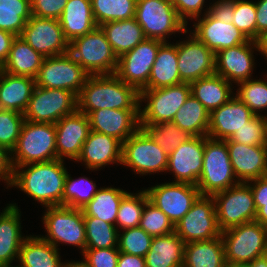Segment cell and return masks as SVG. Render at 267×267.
Instances as JSON below:
<instances>
[{
	"instance_id": "cell-54",
	"label": "cell",
	"mask_w": 267,
	"mask_h": 267,
	"mask_svg": "<svg viewBox=\"0 0 267 267\" xmlns=\"http://www.w3.org/2000/svg\"><path fill=\"white\" fill-rule=\"evenodd\" d=\"M209 13L219 21L232 23L234 13V0H215L209 5Z\"/></svg>"
},
{
	"instance_id": "cell-28",
	"label": "cell",
	"mask_w": 267,
	"mask_h": 267,
	"mask_svg": "<svg viewBox=\"0 0 267 267\" xmlns=\"http://www.w3.org/2000/svg\"><path fill=\"white\" fill-rule=\"evenodd\" d=\"M35 86V79L32 77L0 70V109L24 114Z\"/></svg>"
},
{
	"instance_id": "cell-6",
	"label": "cell",
	"mask_w": 267,
	"mask_h": 267,
	"mask_svg": "<svg viewBox=\"0 0 267 267\" xmlns=\"http://www.w3.org/2000/svg\"><path fill=\"white\" fill-rule=\"evenodd\" d=\"M221 237L228 267L249 264L267 254V228L257 221L229 228Z\"/></svg>"
},
{
	"instance_id": "cell-48",
	"label": "cell",
	"mask_w": 267,
	"mask_h": 267,
	"mask_svg": "<svg viewBox=\"0 0 267 267\" xmlns=\"http://www.w3.org/2000/svg\"><path fill=\"white\" fill-rule=\"evenodd\" d=\"M139 227L152 237L166 235L175 231L170 219L149 200L145 203Z\"/></svg>"
},
{
	"instance_id": "cell-46",
	"label": "cell",
	"mask_w": 267,
	"mask_h": 267,
	"mask_svg": "<svg viewBox=\"0 0 267 267\" xmlns=\"http://www.w3.org/2000/svg\"><path fill=\"white\" fill-rule=\"evenodd\" d=\"M153 237L141 227H133L119 231L117 248L120 252L145 257Z\"/></svg>"
},
{
	"instance_id": "cell-1",
	"label": "cell",
	"mask_w": 267,
	"mask_h": 267,
	"mask_svg": "<svg viewBox=\"0 0 267 267\" xmlns=\"http://www.w3.org/2000/svg\"><path fill=\"white\" fill-rule=\"evenodd\" d=\"M65 166L64 160L55 159L14 167L11 188H19L43 207L63 206Z\"/></svg>"
},
{
	"instance_id": "cell-3",
	"label": "cell",
	"mask_w": 267,
	"mask_h": 267,
	"mask_svg": "<svg viewBox=\"0 0 267 267\" xmlns=\"http://www.w3.org/2000/svg\"><path fill=\"white\" fill-rule=\"evenodd\" d=\"M55 159H57L55 124L25 120L17 145L10 154L12 169Z\"/></svg>"
},
{
	"instance_id": "cell-11",
	"label": "cell",
	"mask_w": 267,
	"mask_h": 267,
	"mask_svg": "<svg viewBox=\"0 0 267 267\" xmlns=\"http://www.w3.org/2000/svg\"><path fill=\"white\" fill-rule=\"evenodd\" d=\"M212 197L215 201L217 224L221 232L255 221L256 208L251 187L247 182H239Z\"/></svg>"
},
{
	"instance_id": "cell-23",
	"label": "cell",
	"mask_w": 267,
	"mask_h": 267,
	"mask_svg": "<svg viewBox=\"0 0 267 267\" xmlns=\"http://www.w3.org/2000/svg\"><path fill=\"white\" fill-rule=\"evenodd\" d=\"M87 116L91 131L115 137L122 143L140 128L139 110L98 109Z\"/></svg>"
},
{
	"instance_id": "cell-49",
	"label": "cell",
	"mask_w": 267,
	"mask_h": 267,
	"mask_svg": "<svg viewBox=\"0 0 267 267\" xmlns=\"http://www.w3.org/2000/svg\"><path fill=\"white\" fill-rule=\"evenodd\" d=\"M225 141H234L245 145H267V117L255 115L245 126Z\"/></svg>"
},
{
	"instance_id": "cell-24",
	"label": "cell",
	"mask_w": 267,
	"mask_h": 267,
	"mask_svg": "<svg viewBox=\"0 0 267 267\" xmlns=\"http://www.w3.org/2000/svg\"><path fill=\"white\" fill-rule=\"evenodd\" d=\"M226 142L233 172L239 182L267 176V145Z\"/></svg>"
},
{
	"instance_id": "cell-33",
	"label": "cell",
	"mask_w": 267,
	"mask_h": 267,
	"mask_svg": "<svg viewBox=\"0 0 267 267\" xmlns=\"http://www.w3.org/2000/svg\"><path fill=\"white\" fill-rule=\"evenodd\" d=\"M185 242L172 232L153 237L145 256L146 267H183Z\"/></svg>"
},
{
	"instance_id": "cell-62",
	"label": "cell",
	"mask_w": 267,
	"mask_h": 267,
	"mask_svg": "<svg viewBox=\"0 0 267 267\" xmlns=\"http://www.w3.org/2000/svg\"><path fill=\"white\" fill-rule=\"evenodd\" d=\"M258 44L260 54H262V56L264 55L265 59L267 60V33L259 38Z\"/></svg>"
},
{
	"instance_id": "cell-14",
	"label": "cell",
	"mask_w": 267,
	"mask_h": 267,
	"mask_svg": "<svg viewBox=\"0 0 267 267\" xmlns=\"http://www.w3.org/2000/svg\"><path fill=\"white\" fill-rule=\"evenodd\" d=\"M176 234L185 242L211 240L221 236L212 196H199L191 209L175 225Z\"/></svg>"
},
{
	"instance_id": "cell-9",
	"label": "cell",
	"mask_w": 267,
	"mask_h": 267,
	"mask_svg": "<svg viewBox=\"0 0 267 267\" xmlns=\"http://www.w3.org/2000/svg\"><path fill=\"white\" fill-rule=\"evenodd\" d=\"M191 94L190 83L140 91V125L173 120ZM144 102L146 105H142ZM142 106V107H141Z\"/></svg>"
},
{
	"instance_id": "cell-29",
	"label": "cell",
	"mask_w": 267,
	"mask_h": 267,
	"mask_svg": "<svg viewBox=\"0 0 267 267\" xmlns=\"http://www.w3.org/2000/svg\"><path fill=\"white\" fill-rule=\"evenodd\" d=\"M58 20L69 43L97 27L91 0H68Z\"/></svg>"
},
{
	"instance_id": "cell-51",
	"label": "cell",
	"mask_w": 267,
	"mask_h": 267,
	"mask_svg": "<svg viewBox=\"0 0 267 267\" xmlns=\"http://www.w3.org/2000/svg\"><path fill=\"white\" fill-rule=\"evenodd\" d=\"M82 255L90 267H117L120 251L118 248L85 249Z\"/></svg>"
},
{
	"instance_id": "cell-47",
	"label": "cell",
	"mask_w": 267,
	"mask_h": 267,
	"mask_svg": "<svg viewBox=\"0 0 267 267\" xmlns=\"http://www.w3.org/2000/svg\"><path fill=\"white\" fill-rule=\"evenodd\" d=\"M24 121L23 114L0 109V147L10 154L17 145Z\"/></svg>"
},
{
	"instance_id": "cell-12",
	"label": "cell",
	"mask_w": 267,
	"mask_h": 267,
	"mask_svg": "<svg viewBox=\"0 0 267 267\" xmlns=\"http://www.w3.org/2000/svg\"><path fill=\"white\" fill-rule=\"evenodd\" d=\"M76 110L77 96L73 92L35 86L23 115L30 122L55 124Z\"/></svg>"
},
{
	"instance_id": "cell-37",
	"label": "cell",
	"mask_w": 267,
	"mask_h": 267,
	"mask_svg": "<svg viewBox=\"0 0 267 267\" xmlns=\"http://www.w3.org/2000/svg\"><path fill=\"white\" fill-rule=\"evenodd\" d=\"M128 192L115 187H100L94 197L82 208L83 216L100 218L114 224L122 198Z\"/></svg>"
},
{
	"instance_id": "cell-7",
	"label": "cell",
	"mask_w": 267,
	"mask_h": 267,
	"mask_svg": "<svg viewBox=\"0 0 267 267\" xmlns=\"http://www.w3.org/2000/svg\"><path fill=\"white\" fill-rule=\"evenodd\" d=\"M134 18L146 39L168 42L172 34L188 33L187 25L180 19L170 0H137Z\"/></svg>"
},
{
	"instance_id": "cell-55",
	"label": "cell",
	"mask_w": 267,
	"mask_h": 267,
	"mask_svg": "<svg viewBox=\"0 0 267 267\" xmlns=\"http://www.w3.org/2000/svg\"><path fill=\"white\" fill-rule=\"evenodd\" d=\"M251 187L256 211L267 204V176L253 179L247 182Z\"/></svg>"
},
{
	"instance_id": "cell-64",
	"label": "cell",
	"mask_w": 267,
	"mask_h": 267,
	"mask_svg": "<svg viewBox=\"0 0 267 267\" xmlns=\"http://www.w3.org/2000/svg\"><path fill=\"white\" fill-rule=\"evenodd\" d=\"M229 267H249V266L245 264V265H236V266H229Z\"/></svg>"
},
{
	"instance_id": "cell-20",
	"label": "cell",
	"mask_w": 267,
	"mask_h": 267,
	"mask_svg": "<svg viewBox=\"0 0 267 267\" xmlns=\"http://www.w3.org/2000/svg\"><path fill=\"white\" fill-rule=\"evenodd\" d=\"M204 136H193L168 155L167 171L174 175L173 182L197 185L202 173Z\"/></svg>"
},
{
	"instance_id": "cell-26",
	"label": "cell",
	"mask_w": 267,
	"mask_h": 267,
	"mask_svg": "<svg viewBox=\"0 0 267 267\" xmlns=\"http://www.w3.org/2000/svg\"><path fill=\"white\" fill-rule=\"evenodd\" d=\"M255 114L236 96L210 113L208 137L216 140L229 139L245 126Z\"/></svg>"
},
{
	"instance_id": "cell-4",
	"label": "cell",
	"mask_w": 267,
	"mask_h": 267,
	"mask_svg": "<svg viewBox=\"0 0 267 267\" xmlns=\"http://www.w3.org/2000/svg\"><path fill=\"white\" fill-rule=\"evenodd\" d=\"M239 181L230 162L227 142L204 137L203 167L197 188L201 196H213Z\"/></svg>"
},
{
	"instance_id": "cell-16",
	"label": "cell",
	"mask_w": 267,
	"mask_h": 267,
	"mask_svg": "<svg viewBox=\"0 0 267 267\" xmlns=\"http://www.w3.org/2000/svg\"><path fill=\"white\" fill-rule=\"evenodd\" d=\"M163 41L145 39L118 58L115 74L139 92L148 84L157 51Z\"/></svg>"
},
{
	"instance_id": "cell-42",
	"label": "cell",
	"mask_w": 267,
	"mask_h": 267,
	"mask_svg": "<svg viewBox=\"0 0 267 267\" xmlns=\"http://www.w3.org/2000/svg\"><path fill=\"white\" fill-rule=\"evenodd\" d=\"M168 155L180 144L187 142L193 136L179 128L174 122H161L152 125H140Z\"/></svg>"
},
{
	"instance_id": "cell-61",
	"label": "cell",
	"mask_w": 267,
	"mask_h": 267,
	"mask_svg": "<svg viewBox=\"0 0 267 267\" xmlns=\"http://www.w3.org/2000/svg\"><path fill=\"white\" fill-rule=\"evenodd\" d=\"M247 265L249 267H267V254L255 258L251 263Z\"/></svg>"
},
{
	"instance_id": "cell-32",
	"label": "cell",
	"mask_w": 267,
	"mask_h": 267,
	"mask_svg": "<svg viewBox=\"0 0 267 267\" xmlns=\"http://www.w3.org/2000/svg\"><path fill=\"white\" fill-rule=\"evenodd\" d=\"M58 250L41 235L30 234L20 247L17 262L21 267H65Z\"/></svg>"
},
{
	"instance_id": "cell-60",
	"label": "cell",
	"mask_w": 267,
	"mask_h": 267,
	"mask_svg": "<svg viewBox=\"0 0 267 267\" xmlns=\"http://www.w3.org/2000/svg\"><path fill=\"white\" fill-rule=\"evenodd\" d=\"M255 221L267 228V204H263V206L256 211Z\"/></svg>"
},
{
	"instance_id": "cell-45",
	"label": "cell",
	"mask_w": 267,
	"mask_h": 267,
	"mask_svg": "<svg viewBox=\"0 0 267 267\" xmlns=\"http://www.w3.org/2000/svg\"><path fill=\"white\" fill-rule=\"evenodd\" d=\"M267 77L251 78L237 84L235 96L239 98L255 115L267 110Z\"/></svg>"
},
{
	"instance_id": "cell-36",
	"label": "cell",
	"mask_w": 267,
	"mask_h": 267,
	"mask_svg": "<svg viewBox=\"0 0 267 267\" xmlns=\"http://www.w3.org/2000/svg\"><path fill=\"white\" fill-rule=\"evenodd\" d=\"M183 267H228L222 237L185 243Z\"/></svg>"
},
{
	"instance_id": "cell-63",
	"label": "cell",
	"mask_w": 267,
	"mask_h": 267,
	"mask_svg": "<svg viewBox=\"0 0 267 267\" xmlns=\"http://www.w3.org/2000/svg\"><path fill=\"white\" fill-rule=\"evenodd\" d=\"M65 267H90L83 259L80 261H66Z\"/></svg>"
},
{
	"instance_id": "cell-41",
	"label": "cell",
	"mask_w": 267,
	"mask_h": 267,
	"mask_svg": "<svg viewBox=\"0 0 267 267\" xmlns=\"http://www.w3.org/2000/svg\"><path fill=\"white\" fill-rule=\"evenodd\" d=\"M137 0H91L97 26L106 22L122 21L135 17Z\"/></svg>"
},
{
	"instance_id": "cell-65",
	"label": "cell",
	"mask_w": 267,
	"mask_h": 267,
	"mask_svg": "<svg viewBox=\"0 0 267 267\" xmlns=\"http://www.w3.org/2000/svg\"><path fill=\"white\" fill-rule=\"evenodd\" d=\"M2 267H21V266H19V265H16V266L6 265V266H2Z\"/></svg>"
},
{
	"instance_id": "cell-13",
	"label": "cell",
	"mask_w": 267,
	"mask_h": 267,
	"mask_svg": "<svg viewBox=\"0 0 267 267\" xmlns=\"http://www.w3.org/2000/svg\"><path fill=\"white\" fill-rule=\"evenodd\" d=\"M89 76L73 57L66 53L44 58L35 83L42 88L69 90L78 96Z\"/></svg>"
},
{
	"instance_id": "cell-58",
	"label": "cell",
	"mask_w": 267,
	"mask_h": 267,
	"mask_svg": "<svg viewBox=\"0 0 267 267\" xmlns=\"http://www.w3.org/2000/svg\"><path fill=\"white\" fill-rule=\"evenodd\" d=\"M16 36L8 31L0 30V67L8 58L11 45Z\"/></svg>"
},
{
	"instance_id": "cell-30",
	"label": "cell",
	"mask_w": 267,
	"mask_h": 267,
	"mask_svg": "<svg viewBox=\"0 0 267 267\" xmlns=\"http://www.w3.org/2000/svg\"><path fill=\"white\" fill-rule=\"evenodd\" d=\"M180 83L183 82L178 71L177 43L163 42L157 51L148 84L142 90L168 87Z\"/></svg>"
},
{
	"instance_id": "cell-53",
	"label": "cell",
	"mask_w": 267,
	"mask_h": 267,
	"mask_svg": "<svg viewBox=\"0 0 267 267\" xmlns=\"http://www.w3.org/2000/svg\"><path fill=\"white\" fill-rule=\"evenodd\" d=\"M68 0H30L32 16L59 19Z\"/></svg>"
},
{
	"instance_id": "cell-35",
	"label": "cell",
	"mask_w": 267,
	"mask_h": 267,
	"mask_svg": "<svg viewBox=\"0 0 267 267\" xmlns=\"http://www.w3.org/2000/svg\"><path fill=\"white\" fill-rule=\"evenodd\" d=\"M100 27L118 58L146 39L135 18L106 22Z\"/></svg>"
},
{
	"instance_id": "cell-18",
	"label": "cell",
	"mask_w": 267,
	"mask_h": 267,
	"mask_svg": "<svg viewBox=\"0 0 267 267\" xmlns=\"http://www.w3.org/2000/svg\"><path fill=\"white\" fill-rule=\"evenodd\" d=\"M177 41L178 71L183 83H191L215 73V53L189 32Z\"/></svg>"
},
{
	"instance_id": "cell-19",
	"label": "cell",
	"mask_w": 267,
	"mask_h": 267,
	"mask_svg": "<svg viewBox=\"0 0 267 267\" xmlns=\"http://www.w3.org/2000/svg\"><path fill=\"white\" fill-rule=\"evenodd\" d=\"M254 51L260 52L258 41L254 40L218 51L215 53V73L235 85L253 78Z\"/></svg>"
},
{
	"instance_id": "cell-25",
	"label": "cell",
	"mask_w": 267,
	"mask_h": 267,
	"mask_svg": "<svg viewBox=\"0 0 267 267\" xmlns=\"http://www.w3.org/2000/svg\"><path fill=\"white\" fill-rule=\"evenodd\" d=\"M121 159L122 142L120 140L103 133L90 131L76 162H82L87 169L97 171L109 164L121 165Z\"/></svg>"
},
{
	"instance_id": "cell-52",
	"label": "cell",
	"mask_w": 267,
	"mask_h": 267,
	"mask_svg": "<svg viewBox=\"0 0 267 267\" xmlns=\"http://www.w3.org/2000/svg\"><path fill=\"white\" fill-rule=\"evenodd\" d=\"M173 7L176 9L180 19L187 25L188 20L197 19L201 17V14L209 12V8L203 10L206 7L205 0H170ZM204 6V7H203ZM204 11V13H202Z\"/></svg>"
},
{
	"instance_id": "cell-27",
	"label": "cell",
	"mask_w": 267,
	"mask_h": 267,
	"mask_svg": "<svg viewBox=\"0 0 267 267\" xmlns=\"http://www.w3.org/2000/svg\"><path fill=\"white\" fill-rule=\"evenodd\" d=\"M20 218L16 203L8 204L0 213V267L18 260L20 247L27 237L22 235Z\"/></svg>"
},
{
	"instance_id": "cell-59",
	"label": "cell",
	"mask_w": 267,
	"mask_h": 267,
	"mask_svg": "<svg viewBox=\"0 0 267 267\" xmlns=\"http://www.w3.org/2000/svg\"><path fill=\"white\" fill-rule=\"evenodd\" d=\"M117 267H146L145 257L120 252Z\"/></svg>"
},
{
	"instance_id": "cell-39",
	"label": "cell",
	"mask_w": 267,
	"mask_h": 267,
	"mask_svg": "<svg viewBox=\"0 0 267 267\" xmlns=\"http://www.w3.org/2000/svg\"><path fill=\"white\" fill-rule=\"evenodd\" d=\"M31 16L30 0H0V30L21 36Z\"/></svg>"
},
{
	"instance_id": "cell-44",
	"label": "cell",
	"mask_w": 267,
	"mask_h": 267,
	"mask_svg": "<svg viewBox=\"0 0 267 267\" xmlns=\"http://www.w3.org/2000/svg\"><path fill=\"white\" fill-rule=\"evenodd\" d=\"M69 174L66 175L63 192V206L82 209L97 193L98 188L95 181L82 176L73 179Z\"/></svg>"
},
{
	"instance_id": "cell-38",
	"label": "cell",
	"mask_w": 267,
	"mask_h": 267,
	"mask_svg": "<svg viewBox=\"0 0 267 267\" xmlns=\"http://www.w3.org/2000/svg\"><path fill=\"white\" fill-rule=\"evenodd\" d=\"M172 122L192 136L205 137L208 135L210 113L190 94L184 105L175 114Z\"/></svg>"
},
{
	"instance_id": "cell-17",
	"label": "cell",
	"mask_w": 267,
	"mask_h": 267,
	"mask_svg": "<svg viewBox=\"0 0 267 267\" xmlns=\"http://www.w3.org/2000/svg\"><path fill=\"white\" fill-rule=\"evenodd\" d=\"M20 37L45 58L69 51V42L58 19L31 16Z\"/></svg>"
},
{
	"instance_id": "cell-2",
	"label": "cell",
	"mask_w": 267,
	"mask_h": 267,
	"mask_svg": "<svg viewBox=\"0 0 267 267\" xmlns=\"http://www.w3.org/2000/svg\"><path fill=\"white\" fill-rule=\"evenodd\" d=\"M140 92L116 74L90 75L77 96V110L88 115L98 109L139 110Z\"/></svg>"
},
{
	"instance_id": "cell-43",
	"label": "cell",
	"mask_w": 267,
	"mask_h": 267,
	"mask_svg": "<svg viewBox=\"0 0 267 267\" xmlns=\"http://www.w3.org/2000/svg\"><path fill=\"white\" fill-rule=\"evenodd\" d=\"M149 200L146 190H139L138 193L128 192L121 200L115 226L124 230L137 227L142 217L145 203Z\"/></svg>"
},
{
	"instance_id": "cell-21",
	"label": "cell",
	"mask_w": 267,
	"mask_h": 267,
	"mask_svg": "<svg viewBox=\"0 0 267 267\" xmlns=\"http://www.w3.org/2000/svg\"><path fill=\"white\" fill-rule=\"evenodd\" d=\"M55 128L57 159L76 162L91 131L88 116L76 110L56 122Z\"/></svg>"
},
{
	"instance_id": "cell-5",
	"label": "cell",
	"mask_w": 267,
	"mask_h": 267,
	"mask_svg": "<svg viewBox=\"0 0 267 267\" xmlns=\"http://www.w3.org/2000/svg\"><path fill=\"white\" fill-rule=\"evenodd\" d=\"M68 53L89 75L116 72L118 57L100 26L71 41Z\"/></svg>"
},
{
	"instance_id": "cell-10",
	"label": "cell",
	"mask_w": 267,
	"mask_h": 267,
	"mask_svg": "<svg viewBox=\"0 0 267 267\" xmlns=\"http://www.w3.org/2000/svg\"><path fill=\"white\" fill-rule=\"evenodd\" d=\"M121 165L141 176L163 173L167 170L168 154L139 128L122 143Z\"/></svg>"
},
{
	"instance_id": "cell-31",
	"label": "cell",
	"mask_w": 267,
	"mask_h": 267,
	"mask_svg": "<svg viewBox=\"0 0 267 267\" xmlns=\"http://www.w3.org/2000/svg\"><path fill=\"white\" fill-rule=\"evenodd\" d=\"M233 85L214 73L191 82V95L211 113L234 97Z\"/></svg>"
},
{
	"instance_id": "cell-22",
	"label": "cell",
	"mask_w": 267,
	"mask_h": 267,
	"mask_svg": "<svg viewBox=\"0 0 267 267\" xmlns=\"http://www.w3.org/2000/svg\"><path fill=\"white\" fill-rule=\"evenodd\" d=\"M195 21L194 29L188 32L214 53L249 41L233 23L219 21L209 12Z\"/></svg>"
},
{
	"instance_id": "cell-34",
	"label": "cell",
	"mask_w": 267,
	"mask_h": 267,
	"mask_svg": "<svg viewBox=\"0 0 267 267\" xmlns=\"http://www.w3.org/2000/svg\"><path fill=\"white\" fill-rule=\"evenodd\" d=\"M44 56L33 50L20 36L13 40L9 55L0 70L13 75L36 78Z\"/></svg>"
},
{
	"instance_id": "cell-40",
	"label": "cell",
	"mask_w": 267,
	"mask_h": 267,
	"mask_svg": "<svg viewBox=\"0 0 267 267\" xmlns=\"http://www.w3.org/2000/svg\"><path fill=\"white\" fill-rule=\"evenodd\" d=\"M85 249L117 248L119 230L114 224L97 217L84 216Z\"/></svg>"
},
{
	"instance_id": "cell-50",
	"label": "cell",
	"mask_w": 267,
	"mask_h": 267,
	"mask_svg": "<svg viewBox=\"0 0 267 267\" xmlns=\"http://www.w3.org/2000/svg\"><path fill=\"white\" fill-rule=\"evenodd\" d=\"M232 23L249 40L257 41L256 8L254 1L234 0Z\"/></svg>"
},
{
	"instance_id": "cell-56",
	"label": "cell",
	"mask_w": 267,
	"mask_h": 267,
	"mask_svg": "<svg viewBox=\"0 0 267 267\" xmlns=\"http://www.w3.org/2000/svg\"><path fill=\"white\" fill-rule=\"evenodd\" d=\"M257 41L267 33V0L255 1Z\"/></svg>"
},
{
	"instance_id": "cell-8",
	"label": "cell",
	"mask_w": 267,
	"mask_h": 267,
	"mask_svg": "<svg viewBox=\"0 0 267 267\" xmlns=\"http://www.w3.org/2000/svg\"><path fill=\"white\" fill-rule=\"evenodd\" d=\"M42 223L47 233L41 237L59 249V244H69L81 249L86 248V232L82 209L68 206L45 207Z\"/></svg>"
},
{
	"instance_id": "cell-15",
	"label": "cell",
	"mask_w": 267,
	"mask_h": 267,
	"mask_svg": "<svg viewBox=\"0 0 267 267\" xmlns=\"http://www.w3.org/2000/svg\"><path fill=\"white\" fill-rule=\"evenodd\" d=\"M145 190L149 201L159 208L174 226L200 196L197 186L180 182L169 181Z\"/></svg>"
},
{
	"instance_id": "cell-57",
	"label": "cell",
	"mask_w": 267,
	"mask_h": 267,
	"mask_svg": "<svg viewBox=\"0 0 267 267\" xmlns=\"http://www.w3.org/2000/svg\"><path fill=\"white\" fill-rule=\"evenodd\" d=\"M13 169L10 163V153L0 147V180L4 181L7 189L11 187Z\"/></svg>"
}]
</instances>
